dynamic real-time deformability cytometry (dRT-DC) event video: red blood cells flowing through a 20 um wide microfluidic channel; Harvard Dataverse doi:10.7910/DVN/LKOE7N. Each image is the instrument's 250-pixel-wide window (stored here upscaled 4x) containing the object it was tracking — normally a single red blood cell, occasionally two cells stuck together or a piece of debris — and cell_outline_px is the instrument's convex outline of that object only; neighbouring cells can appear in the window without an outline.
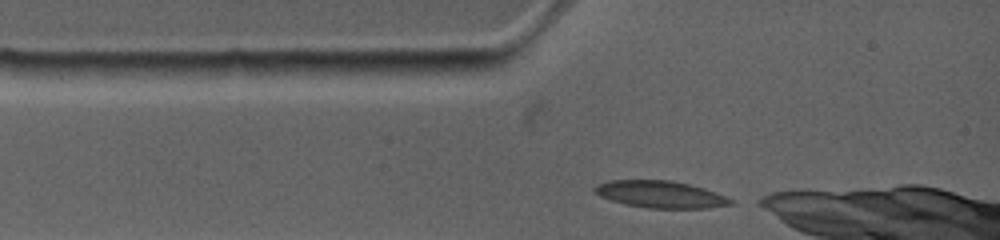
{"species": "common noctule bat (a hibernating species)", "species_latin": "Nyctalus noctula", "temperature_condition": "warm", "stored_images_in_passage": 6, "camera_frame_rate_fps": 4500, "um_per_image_px": 0.085, "animal": {"sex": "female", "body_mass_g": 19.0, "forearm_length_mm": 53.3}, "frame": {"image": 1, "passage_image": 1, "time_ms": 0.0, "image_size_px": [1000, 240], "cell_outline_px": [[732, 204], [704, 208], [648, 208], [624, 204], [600, 196], [592, 188], [596, 184], [608, 180], [672, 180], [704, 188], [716, 192], [732, 200]], "centroid_in_image_um": [56.09, 16.51], "position_along_channel_um": 28.9, "area_um2": 21.27}}